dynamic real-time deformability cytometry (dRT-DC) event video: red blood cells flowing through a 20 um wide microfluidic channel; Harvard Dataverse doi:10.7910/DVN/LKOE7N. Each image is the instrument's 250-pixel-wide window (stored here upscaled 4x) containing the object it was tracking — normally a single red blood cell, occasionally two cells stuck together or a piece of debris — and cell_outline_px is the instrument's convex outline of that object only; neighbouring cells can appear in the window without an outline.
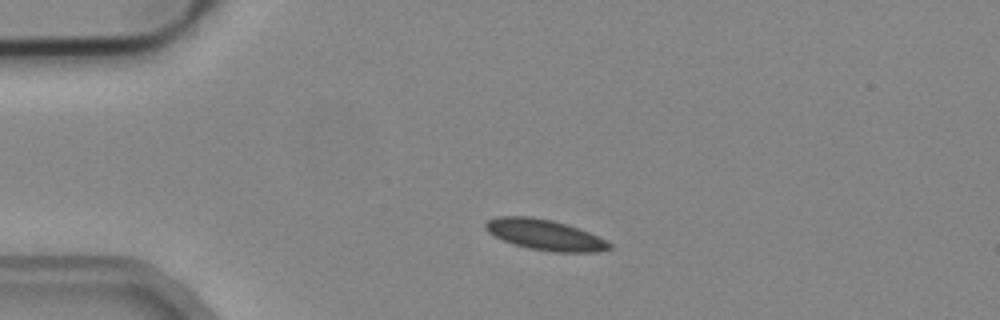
{"species": "common noctule bat (a hibernating species)", "species_latin": "Nyctalus noctula", "temperature_condition": "cold", "stored_images_in_passage": 8, "camera_frame_rate_fps": 3000, "um_per_image_px": 0.085, "animal": {"sex": "male", "body_mass_g": 19.2, "forearm_length_mm": 51.8}, "frame": {"image": 1, "passage_image": 1, "time_ms": 0.0, "image_size_px": [1000, 320], "cell_outline_px": [[612, 248], [600, 252], [556, 252], [528, 248], [504, 240], [488, 232], [484, 228], [484, 224], [488, 220], [496, 216], [532, 216], [552, 220], [580, 228], [612, 244]], "centroid_in_image_um": [46.32, 19.95], "position_along_channel_um": 38.7, "area_um2": 22.02}}